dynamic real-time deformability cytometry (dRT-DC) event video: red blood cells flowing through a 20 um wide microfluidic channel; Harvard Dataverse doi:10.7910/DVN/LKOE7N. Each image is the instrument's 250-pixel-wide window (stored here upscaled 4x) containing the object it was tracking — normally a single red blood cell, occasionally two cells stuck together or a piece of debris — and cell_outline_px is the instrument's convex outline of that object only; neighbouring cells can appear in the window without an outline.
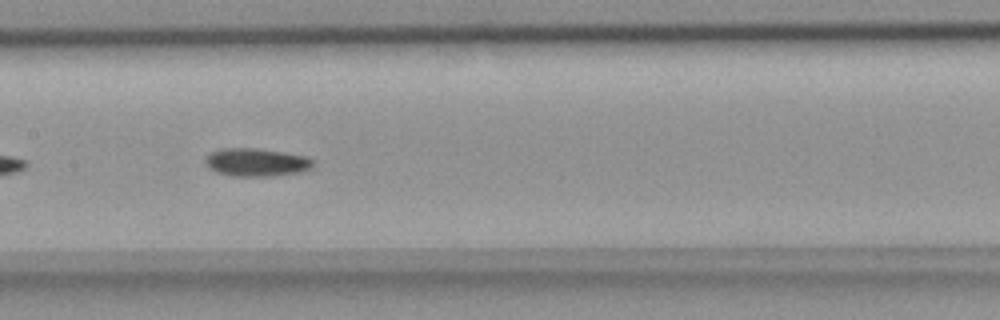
{"species": "common noctule bat (a hibernating species)", "species_latin": "Nyctalus noctula", "temperature_condition": "room temperature", "stored_images_in_passage": 39, "camera_frame_rate_fps": 3000, "um_per_image_px": 0.085, "animal": {"sex": "female", "body_mass_g": 18.4}, "frame": {"image": 1, "passage_image": 12, "time_ms": 3.667, "image_size_px": [1000, 320], "cell_outline_px": [[316, 164], [312, 168], [304, 172], [272, 176], [232, 176], [216, 172], [208, 168], [204, 160], [212, 152], [224, 148], [256, 148], [284, 152], [308, 156]], "centroid_in_image_um": [21.85, 13.8], "position_along_channel_um": 185.5, "area_um2": 17.86}}
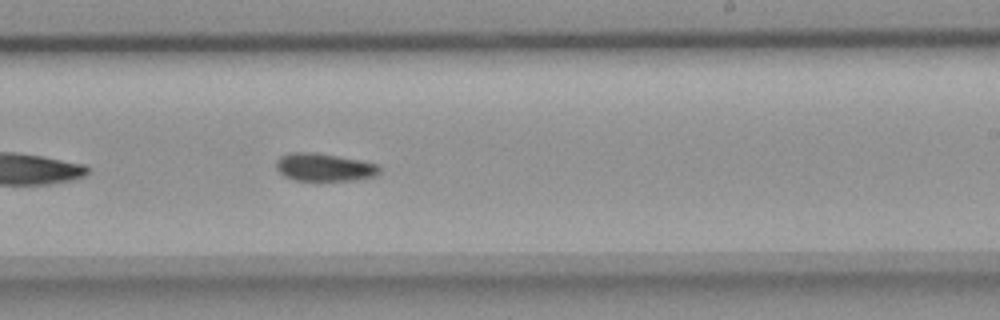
{"frame": {"image": 2, "passage_image": 18, "time_ms": 5.667, "image_size_px": [1000, 320], "cell_outline_px": [[380, 172], [376, 176], [356, 180], [316, 184], [292, 180], [284, 176], [276, 168], [276, 160], [280, 156], [288, 152], [316, 152], [360, 160], [380, 164]], "centroid_in_image_um": [27.55, 14.27], "position_along_channel_um": 261.4, "area_um2": 17.92}}
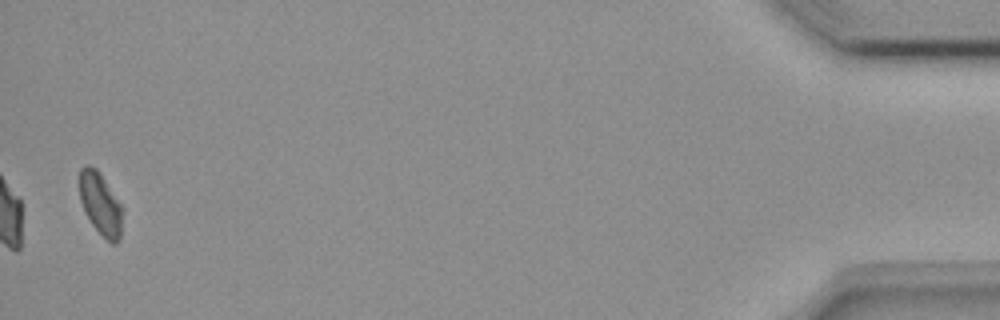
{"frame": {"image": 3, "passage_image": 38, "time_ms": 12.333, "image_size_px": [1000, 320], "cell_outline_px": [[120, 240], [116, 244], [112, 244], [92, 224], [80, 200], [80, 168], [88, 164], [96, 168], [100, 172], [120, 204]], "centroid_in_image_um": [8.51, 17.29], "position_along_channel_um": 426.7, "area_um2": 14.97}, "authors_computed_cell_mechanics": {"area_um2": 16.5886, "velocity_mm_per_s": 3.8054, "shape_relaxation_time_tau1_ms": 10.7597, "shape_relaxation_time_tau2_ms": null, "deformation_change_tau1": 0.1484, "deformation_change_tau2": null}}